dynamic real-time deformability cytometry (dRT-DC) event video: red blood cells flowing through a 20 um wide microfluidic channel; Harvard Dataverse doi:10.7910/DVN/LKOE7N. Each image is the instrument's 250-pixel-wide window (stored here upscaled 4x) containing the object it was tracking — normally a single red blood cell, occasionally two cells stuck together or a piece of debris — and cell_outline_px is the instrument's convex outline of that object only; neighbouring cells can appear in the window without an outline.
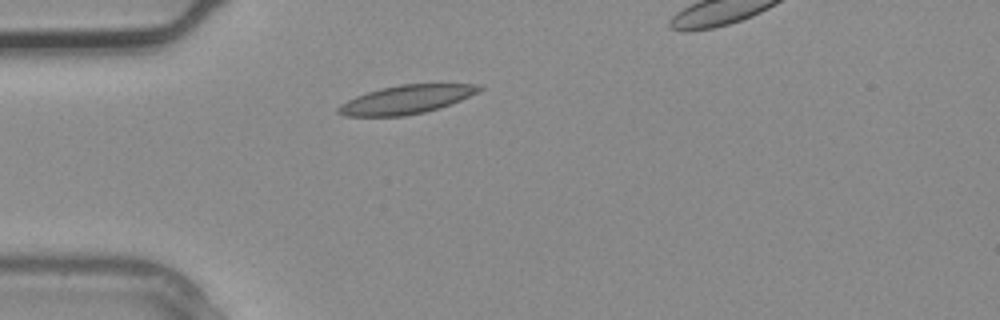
{"species": "common noctule bat (a hibernating species)", "species_latin": "Nyctalus noctula", "temperature_condition": "warm", "stored_images_in_passage": 3, "segment_of_instrument_passage": [1, 2], "camera_frame_rate_fps": 3000, "um_per_image_px": 0.085, "animal": {"sex": "male", "body_mass_g": 20.4}, "frame": {"image": 1, "passage_image": 2, "time_ms": 0.333, "image_size_px": [1000, 320], "cell_outline_px": [[484, 88], [460, 100], [440, 108], [424, 112], [404, 116], [344, 116], [336, 112], [336, 108], [340, 104], [356, 96], [380, 88], [400, 84], [480, 84]], "centroid_in_image_um": [34.5, 8.46], "position_along_channel_um": 50.5, "area_um2": 23.35}}